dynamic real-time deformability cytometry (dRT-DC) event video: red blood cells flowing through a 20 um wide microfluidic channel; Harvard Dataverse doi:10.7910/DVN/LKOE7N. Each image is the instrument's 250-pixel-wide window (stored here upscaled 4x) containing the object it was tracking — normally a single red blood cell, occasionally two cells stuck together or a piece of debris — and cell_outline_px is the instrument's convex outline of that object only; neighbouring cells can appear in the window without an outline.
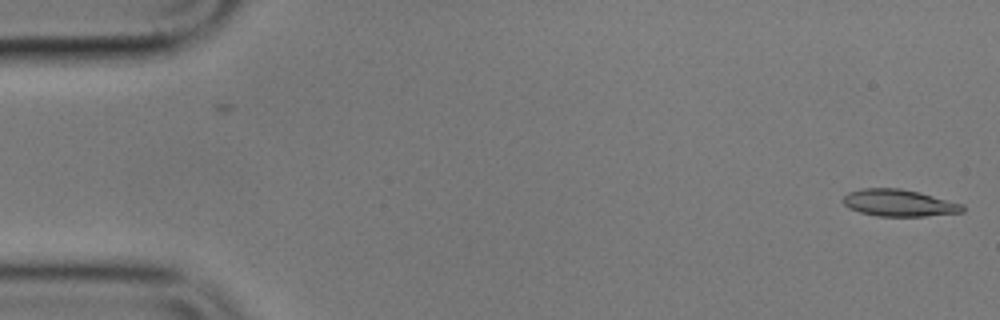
{"species": "common noctule bat (a hibernating species)", "species_latin": "Nyctalus noctula", "temperature_condition": "cold", "stored_images_in_passage": 2, "camera_frame_rate_fps": 3000, "um_per_image_px": 0.085, "animal": {"sex": "male", "body_mass_g": 17.9}, "frame": {"image": 1, "passage_image": 2, "time_ms": 1.333, "image_size_px": [1000, 320], "cell_outline_px": [[964, 212], [924, 216], [876, 216], [860, 212], [848, 208], [840, 200], [848, 192], [860, 188], [900, 188], [920, 192], [964, 204]], "centroid_in_image_um": [76.39, 17.24], "position_along_channel_um": 8.6, "area_um2": 18.96}}